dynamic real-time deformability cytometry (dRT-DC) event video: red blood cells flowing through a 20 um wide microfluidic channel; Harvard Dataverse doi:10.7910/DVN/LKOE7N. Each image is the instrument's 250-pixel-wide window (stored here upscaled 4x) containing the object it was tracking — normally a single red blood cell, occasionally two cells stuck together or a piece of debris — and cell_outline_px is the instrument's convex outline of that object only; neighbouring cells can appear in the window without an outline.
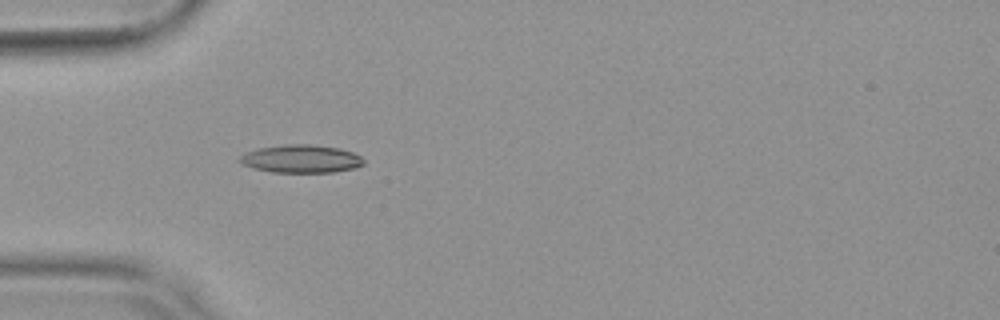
{"species": "common noctule bat (a hibernating species)", "species_latin": "Nyctalus noctula", "temperature_condition": "warm", "stored_images_in_passage": 53, "camera_frame_rate_fps": 3000, "um_per_image_px": 0.085, "animal": {"sex": "female", "body_mass_g": 19.9}, "frame": {"image": 1, "passage_image": 16, "time_ms": 5.0, "image_size_px": [1000, 320], "cell_outline_px": [[364, 164], [356, 168], [336, 172], [272, 172], [252, 168], [240, 164], [236, 160], [240, 156], [256, 148], [284, 144], [308, 144], [340, 148], [352, 152], [360, 156], [364, 160]], "centroid_in_image_um": [25.57, 13.5], "position_along_channel_um": 59.4, "area_um2": 20.46}}
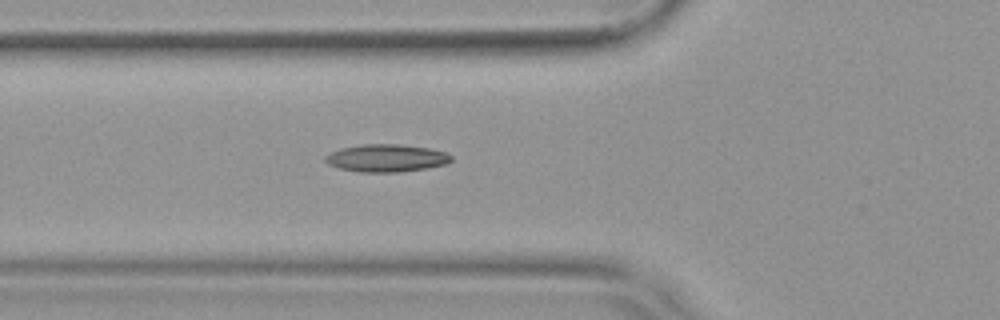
{"frame": {"image": 2, "passage_image": 19, "time_ms": 6.0, "image_size_px": [1000, 320], "cell_outline_px": [[452, 160], [448, 164], [428, 168], [400, 172], [360, 172], [340, 168], [328, 164], [324, 160], [324, 156], [340, 148], [364, 144], [400, 144], [428, 148], [444, 152], [452, 156]], "centroid_in_image_um": [32.85, 13.44], "position_along_channel_um": 92.9, "area_um2": 20.29}}
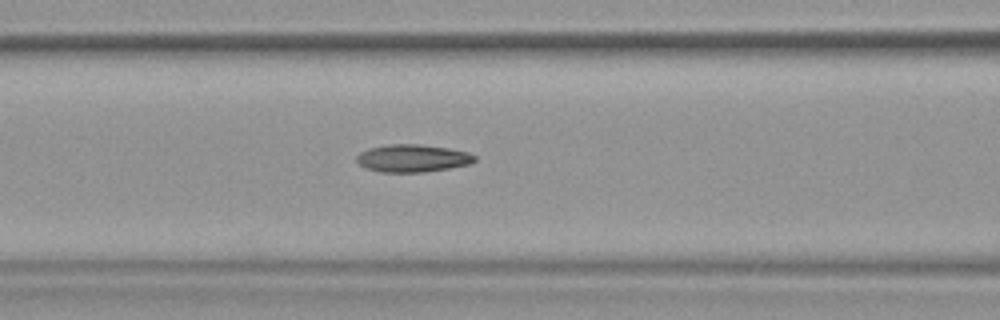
{"frame": {"image": 3, "passage_image": 22, "time_ms": 7.0, "image_size_px": [1000, 320], "cell_outline_px": [[476, 160], [468, 164], [448, 168], [424, 172], [380, 172], [368, 168], [360, 164], [356, 160], [356, 156], [360, 152], [368, 148], [388, 144], [420, 144], [448, 148], [468, 152], [476, 156]], "centroid_in_image_um": [35.06, 13.44], "position_along_channel_um": 131.5, "area_um2": 18.9}, "authors_computed_cell_mechanics": {"area_um2": 18.7272, "velocity_mm_per_s": 3.8109, "shape_relaxation_time_tau1_ms": null, "shape_relaxation_time_tau2_ms": 3.2741, "deformation_change_tau1": null, "deformation_change_tau2": 0.1194}}